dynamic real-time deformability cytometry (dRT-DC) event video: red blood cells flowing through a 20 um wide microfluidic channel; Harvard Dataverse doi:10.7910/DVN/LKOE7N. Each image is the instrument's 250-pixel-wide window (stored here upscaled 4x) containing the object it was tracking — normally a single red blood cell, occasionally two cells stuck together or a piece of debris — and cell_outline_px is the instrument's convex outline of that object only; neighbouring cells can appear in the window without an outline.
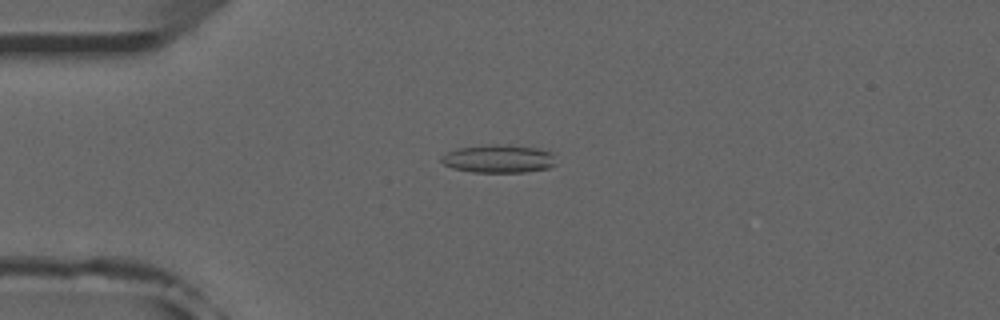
{"species": "common noctule bat (a hibernating species)", "species_latin": "Nyctalus noctula", "temperature_condition": "room temperature", "stored_images_in_passage": 44, "camera_frame_rate_fps": 3000, "um_per_image_px": 0.085, "animal": {"sex": "male", "forearm_length_mm": 52.5}, "frame": {"image": 1, "passage_image": 5, "time_ms": 1.333, "image_size_px": [1000, 320], "cell_outline_px": [[556, 164], [548, 168], [524, 172], [472, 172], [452, 168], [444, 164], [440, 160], [440, 156], [448, 152], [460, 148], [488, 144], [508, 144], [536, 148], [552, 152]], "centroid_in_image_um": [42.38, 13.49], "position_along_channel_um": 42.6, "area_um2": 18.84}}
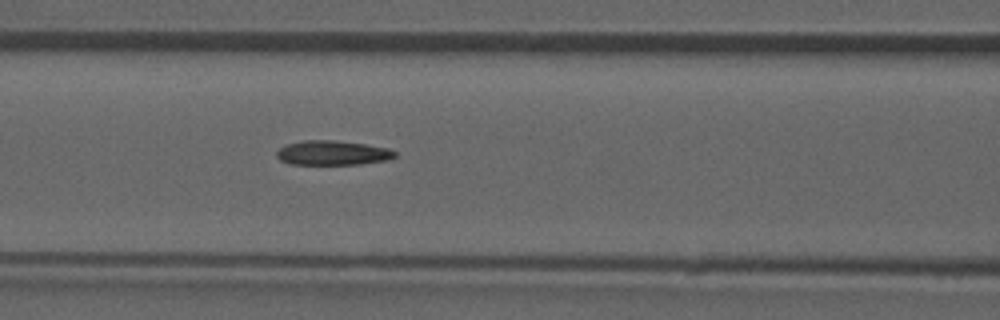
{"frame": {"image": 2, "passage_image": 14, "time_ms": 4.333, "image_size_px": [1000, 320], "cell_outline_px": [[396, 156], [388, 160], [360, 164], [288, 164], [280, 160], [276, 156], [276, 152], [280, 148], [288, 144], [304, 140], [336, 140], [364, 144], [388, 148], [396, 152]], "centroid_in_image_um": [28.26, 13.0], "position_along_channel_um": 138.3, "area_um2": 16.88}}
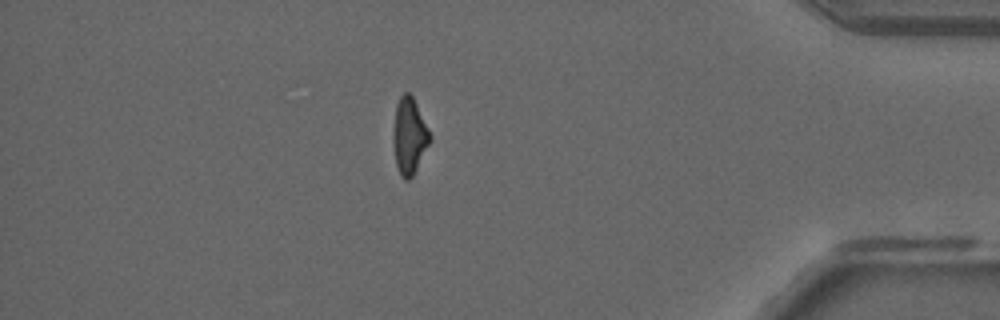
{"frame": {"image": 3, "passage_image": 37, "time_ms": 12.0, "image_size_px": [1000, 320], "cell_outline_px": [[432, 140], [412, 176], [408, 180], [404, 180], [400, 176], [396, 164], [392, 140], [396, 104], [400, 96], [404, 92], [408, 92], [412, 96], [432, 136]], "centroid_in_image_um": [34.79, 11.57], "position_along_channel_um": 400.4, "area_um2": 16.36}, "authors_computed_cell_mechanics": {"area_um2": 17.0799, "velocity_mm_per_s": 3.9448, "shape_relaxation_time_tau1_ms": null, "shape_relaxation_time_tau2_ms": 4.9273, "deformation_change_tau1": null, "deformation_change_tau2": 0.1402}}